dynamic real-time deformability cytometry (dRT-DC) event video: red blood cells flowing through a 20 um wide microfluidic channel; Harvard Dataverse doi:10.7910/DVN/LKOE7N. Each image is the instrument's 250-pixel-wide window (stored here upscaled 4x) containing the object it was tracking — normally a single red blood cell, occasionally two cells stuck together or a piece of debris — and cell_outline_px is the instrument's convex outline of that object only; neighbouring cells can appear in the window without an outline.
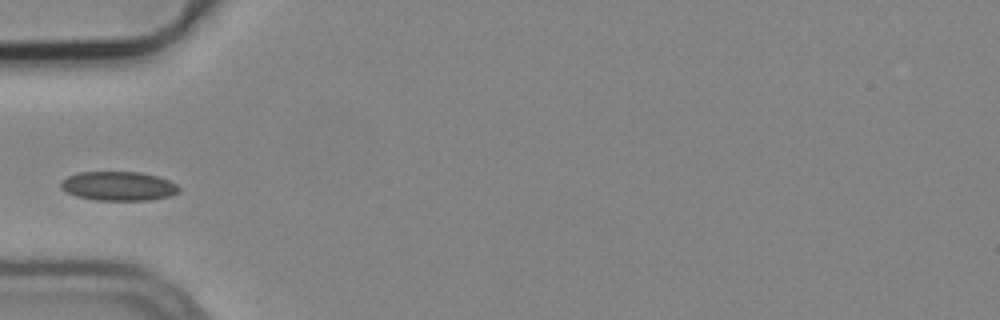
{"species": "common noctule bat (a hibernating species)", "species_latin": "Nyctalus noctula", "temperature_condition": "cold", "stored_images_in_passage": 4, "camera_frame_rate_fps": 3000, "um_per_image_px": 0.085, "animal": {"sex": "male", "body_mass_g": 19.2, "forearm_length_mm": 51.8}, "frame": {"image": 1, "passage_image": 3, "time_ms": 0.667, "image_size_px": [1000, 320], "cell_outline_px": [[180, 192], [172, 196], [148, 200], [96, 200], [76, 196], [60, 188], [60, 180], [76, 172], [140, 172], [156, 176], [168, 180], [176, 184], [180, 188]], "centroid_in_image_um": [10.06, 15.81], "position_along_channel_um": 74.9, "area_um2": 20.17}}
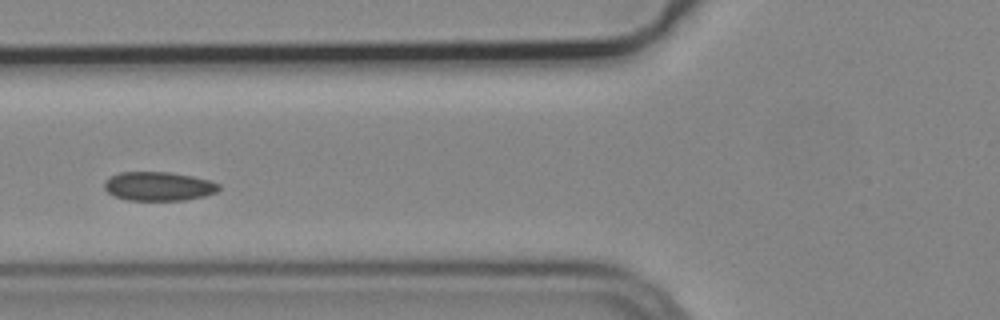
{"frame": {"image": 2, "passage_image": 4, "time_ms": 1.0, "image_size_px": [1000, 320], "cell_outline_px": [[220, 188], [216, 192], [204, 196], [184, 200], [128, 200], [116, 196], [108, 192], [104, 188], [104, 184], [112, 176], [120, 172], [168, 172], [192, 176], [208, 180], [220, 184]], "centroid_in_image_um": [13.5, 15.83], "position_along_channel_um": 112.3, "area_um2": 19.07}}